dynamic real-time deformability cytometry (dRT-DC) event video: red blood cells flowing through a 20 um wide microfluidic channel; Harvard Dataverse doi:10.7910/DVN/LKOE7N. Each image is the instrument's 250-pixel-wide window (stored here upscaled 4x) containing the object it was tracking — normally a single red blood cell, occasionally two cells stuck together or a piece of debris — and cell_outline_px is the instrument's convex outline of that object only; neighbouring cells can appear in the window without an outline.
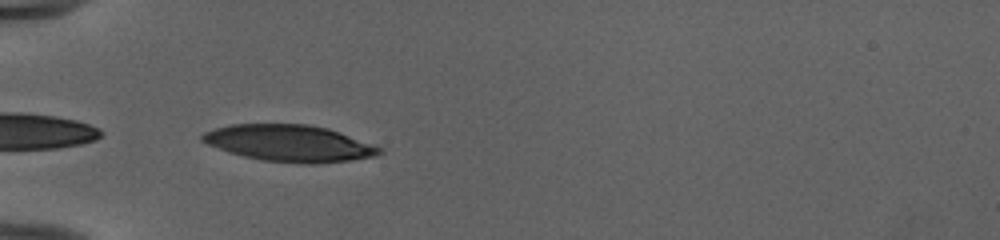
{"species": "human", "species_latin": "Homo sapiens", "temperature_condition": "cold", "stored_images_in_passage": 5, "camera_frame_rate_fps": 3000, "um_per_image_px": 0.085, "donor": {"sex": "female"}, "frame": {"image": 1, "passage_image": 1, "time_ms": 0.0, "image_size_px": [1000, 240], "cell_outline_px": [[384, 152], [376, 156], [352, 160], [316, 164], [300, 164], [260, 160], [228, 152], [208, 144], [200, 140], [200, 136], [204, 132], [216, 128], [232, 124], [308, 124], [328, 128], [340, 132], [384, 148]], "centroid_in_image_um": [24.64, 12.18], "position_along_channel_um": 60.4, "area_um2": 38.09}}
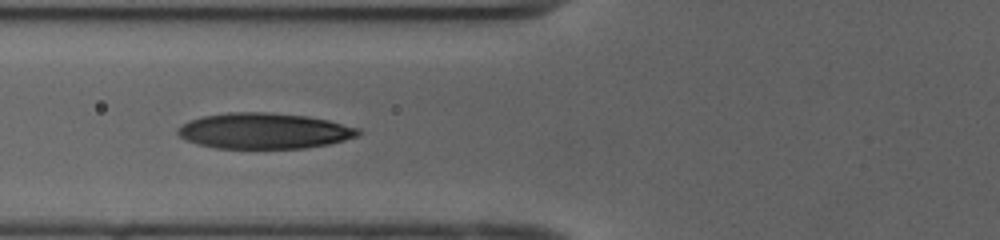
{"frame": {"image": 2, "passage_image": 5, "time_ms": 1.333, "image_size_px": [1000, 240], "cell_outline_px": [[360, 136], [328, 144], [304, 148], [216, 148], [184, 140], [176, 132], [176, 128], [188, 120], [200, 116], [228, 112], [268, 112], [308, 116], [328, 120], [360, 128]], "centroid_in_image_um": [22.43, 11.11], "position_along_channel_um": 103.4, "area_um2": 37.86}}